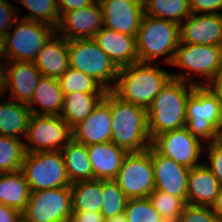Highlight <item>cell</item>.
I'll list each match as a JSON object with an SVG mask.
<instances>
[{
	"mask_svg": "<svg viewBox=\"0 0 222 222\" xmlns=\"http://www.w3.org/2000/svg\"><path fill=\"white\" fill-rule=\"evenodd\" d=\"M150 154L154 170L155 190L181 197L187 203L190 168L159 154L152 146H150Z\"/></svg>",
	"mask_w": 222,
	"mask_h": 222,
	"instance_id": "cell-18",
	"label": "cell"
},
{
	"mask_svg": "<svg viewBox=\"0 0 222 222\" xmlns=\"http://www.w3.org/2000/svg\"><path fill=\"white\" fill-rule=\"evenodd\" d=\"M101 213L104 219L124 213L128 198L114 179L102 180Z\"/></svg>",
	"mask_w": 222,
	"mask_h": 222,
	"instance_id": "cell-33",
	"label": "cell"
},
{
	"mask_svg": "<svg viewBox=\"0 0 222 222\" xmlns=\"http://www.w3.org/2000/svg\"><path fill=\"white\" fill-rule=\"evenodd\" d=\"M95 0H57L59 16L64 12L78 10L93 4Z\"/></svg>",
	"mask_w": 222,
	"mask_h": 222,
	"instance_id": "cell-41",
	"label": "cell"
},
{
	"mask_svg": "<svg viewBox=\"0 0 222 222\" xmlns=\"http://www.w3.org/2000/svg\"><path fill=\"white\" fill-rule=\"evenodd\" d=\"M93 39L119 69L138 62L136 36L116 32L103 26Z\"/></svg>",
	"mask_w": 222,
	"mask_h": 222,
	"instance_id": "cell-20",
	"label": "cell"
},
{
	"mask_svg": "<svg viewBox=\"0 0 222 222\" xmlns=\"http://www.w3.org/2000/svg\"><path fill=\"white\" fill-rule=\"evenodd\" d=\"M70 68L94 77L108 91L116 84L119 68L92 39L68 40Z\"/></svg>",
	"mask_w": 222,
	"mask_h": 222,
	"instance_id": "cell-7",
	"label": "cell"
},
{
	"mask_svg": "<svg viewBox=\"0 0 222 222\" xmlns=\"http://www.w3.org/2000/svg\"><path fill=\"white\" fill-rule=\"evenodd\" d=\"M21 170L31 192L71 187L61 150L26 152Z\"/></svg>",
	"mask_w": 222,
	"mask_h": 222,
	"instance_id": "cell-9",
	"label": "cell"
},
{
	"mask_svg": "<svg viewBox=\"0 0 222 222\" xmlns=\"http://www.w3.org/2000/svg\"><path fill=\"white\" fill-rule=\"evenodd\" d=\"M221 122V101L208 86H195L187 99V130L206 145L217 141Z\"/></svg>",
	"mask_w": 222,
	"mask_h": 222,
	"instance_id": "cell-5",
	"label": "cell"
},
{
	"mask_svg": "<svg viewBox=\"0 0 222 222\" xmlns=\"http://www.w3.org/2000/svg\"><path fill=\"white\" fill-rule=\"evenodd\" d=\"M111 137L110 91H107L91 114L72 128V138L88 146L111 142Z\"/></svg>",
	"mask_w": 222,
	"mask_h": 222,
	"instance_id": "cell-17",
	"label": "cell"
},
{
	"mask_svg": "<svg viewBox=\"0 0 222 222\" xmlns=\"http://www.w3.org/2000/svg\"><path fill=\"white\" fill-rule=\"evenodd\" d=\"M21 216L17 209L0 203V222H16Z\"/></svg>",
	"mask_w": 222,
	"mask_h": 222,
	"instance_id": "cell-43",
	"label": "cell"
},
{
	"mask_svg": "<svg viewBox=\"0 0 222 222\" xmlns=\"http://www.w3.org/2000/svg\"><path fill=\"white\" fill-rule=\"evenodd\" d=\"M106 93L72 92L64 95V103L60 116L73 128L86 119Z\"/></svg>",
	"mask_w": 222,
	"mask_h": 222,
	"instance_id": "cell-28",
	"label": "cell"
},
{
	"mask_svg": "<svg viewBox=\"0 0 222 222\" xmlns=\"http://www.w3.org/2000/svg\"><path fill=\"white\" fill-rule=\"evenodd\" d=\"M110 110L111 142L128 153L142 152L151 146L146 108L125 102L110 90Z\"/></svg>",
	"mask_w": 222,
	"mask_h": 222,
	"instance_id": "cell-3",
	"label": "cell"
},
{
	"mask_svg": "<svg viewBox=\"0 0 222 222\" xmlns=\"http://www.w3.org/2000/svg\"><path fill=\"white\" fill-rule=\"evenodd\" d=\"M6 64L2 74L1 94L10 89L11 99L27 105L37 88L41 72L34 62L13 61Z\"/></svg>",
	"mask_w": 222,
	"mask_h": 222,
	"instance_id": "cell-16",
	"label": "cell"
},
{
	"mask_svg": "<svg viewBox=\"0 0 222 222\" xmlns=\"http://www.w3.org/2000/svg\"><path fill=\"white\" fill-rule=\"evenodd\" d=\"M104 0H95V2H98L99 4Z\"/></svg>",
	"mask_w": 222,
	"mask_h": 222,
	"instance_id": "cell-52",
	"label": "cell"
},
{
	"mask_svg": "<svg viewBox=\"0 0 222 222\" xmlns=\"http://www.w3.org/2000/svg\"><path fill=\"white\" fill-rule=\"evenodd\" d=\"M72 218L76 222H104L102 213L94 210L87 212H72Z\"/></svg>",
	"mask_w": 222,
	"mask_h": 222,
	"instance_id": "cell-42",
	"label": "cell"
},
{
	"mask_svg": "<svg viewBox=\"0 0 222 222\" xmlns=\"http://www.w3.org/2000/svg\"><path fill=\"white\" fill-rule=\"evenodd\" d=\"M67 176L72 183L94 179L93 169L89 160L87 146L73 138L62 148Z\"/></svg>",
	"mask_w": 222,
	"mask_h": 222,
	"instance_id": "cell-27",
	"label": "cell"
},
{
	"mask_svg": "<svg viewBox=\"0 0 222 222\" xmlns=\"http://www.w3.org/2000/svg\"><path fill=\"white\" fill-rule=\"evenodd\" d=\"M114 180L128 199L148 197L155 190L150 147L128 153Z\"/></svg>",
	"mask_w": 222,
	"mask_h": 222,
	"instance_id": "cell-11",
	"label": "cell"
},
{
	"mask_svg": "<svg viewBox=\"0 0 222 222\" xmlns=\"http://www.w3.org/2000/svg\"><path fill=\"white\" fill-rule=\"evenodd\" d=\"M102 180L92 179L71 184L72 212L101 211Z\"/></svg>",
	"mask_w": 222,
	"mask_h": 222,
	"instance_id": "cell-29",
	"label": "cell"
},
{
	"mask_svg": "<svg viewBox=\"0 0 222 222\" xmlns=\"http://www.w3.org/2000/svg\"><path fill=\"white\" fill-rule=\"evenodd\" d=\"M58 82L64 95L72 92L106 93L108 90L94 77L69 68Z\"/></svg>",
	"mask_w": 222,
	"mask_h": 222,
	"instance_id": "cell-32",
	"label": "cell"
},
{
	"mask_svg": "<svg viewBox=\"0 0 222 222\" xmlns=\"http://www.w3.org/2000/svg\"><path fill=\"white\" fill-rule=\"evenodd\" d=\"M195 85L171 77L147 108L148 130L156 135L186 127V105Z\"/></svg>",
	"mask_w": 222,
	"mask_h": 222,
	"instance_id": "cell-1",
	"label": "cell"
},
{
	"mask_svg": "<svg viewBox=\"0 0 222 222\" xmlns=\"http://www.w3.org/2000/svg\"><path fill=\"white\" fill-rule=\"evenodd\" d=\"M220 219L211 207L186 205L178 222H218Z\"/></svg>",
	"mask_w": 222,
	"mask_h": 222,
	"instance_id": "cell-37",
	"label": "cell"
},
{
	"mask_svg": "<svg viewBox=\"0 0 222 222\" xmlns=\"http://www.w3.org/2000/svg\"><path fill=\"white\" fill-rule=\"evenodd\" d=\"M151 146L161 155L173 159L188 168L199 166V158L205 148L201 140L193 137L186 127L156 135Z\"/></svg>",
	"mask_w": 222,
	"mask_h": 222,
	"instance_id": "cell-13",
	"label": "cell"
},
{
	"mask_svg": "<svg viewBox=\"0 0 222 222\" xmlns=\"http://www.w3.org/2000/svg\"><path fill=\"white\" fill-rule=\"evenodd\" d=\"M14 26V31H8L4 37L8 62H34L44 44L56 32L52 25L20 17Z\"/></svg>",
	"mask_w": 222,
	"mask_h": 222,
	"instance_id": "cell-8",
	"label": "cell"
},
{
	"mask_svg": "<svg viewBox=\"0 0 222 222\" xmlns=\"http://www.w3.org/2000/svg\"><path fill=\"white\" fill-rule=\"evenodd\" d=\"M124 214L127 222H165L148 197L128 199Z\"/></svg>",
	"mask_w": 222,
	"mask_h": 222,
	"instance_id": "cell-36",
	"label": "cell"
},
{
	"mask_svg": "<svg viewBox=\"0 0 222 222\" xmlns=\"http://www.w3.org/2000/svg\"><path fill=\"white\" fill-rule=\"evenodd\" d=\"M104 222H127L125 214H119L109 219H104Z\"/></svg>",
	"mask_w": 222,
	"mask_h": 222,
	"instance_id": "cell-47",
	"label": "cell"
},
{
	"mask_svg": "<svg viewBox=\"0 0 222 222\" xmlns=\"http://www.w3.org/2000/svg\"><path fill=\"white\" fill-rule=\"evenodd\" d=\"M94 179L111 180L118 175L128 152L114 142H105L87 146Z\"/></svg>",
	"mask_w": 222,
	"mask_h": 222,
	"instance_id": "cell-22",
	"label": "cell"
},
{
	"mask_svg": "<svg viewBox=\"0 0 222 222\" xmlns=\"http://www.w3.org/2000/svg\"><path fill=\"white\" fill-rule=\"evenodd\" d=\"M30 12L22 19L43 22L53 27H57L59 22V13L57 0H17Z\"/></svg>",
	"mask_w": 222,
	"mask_h": 222,
	"instance_id": "cell-35",
	"label": "cell"
},
{
	"mask_svg": "<svg viewBox=\"0 0 222 222\" xmlns=\"http://www.w3.org/2000/svg\"><path fill=\"white\" fill-rule=\"evenodd\" d=\"M31 190L22 170L0 174V203L22 213L30 200Z\"/></svg>",
	"mask_w": 222,
	"mask_h": 222,
	"instance_id": "cell-25",
	"label": "cell"
},
{
	"mask_svg": "<svg viewBox=\"0 0 222 222\" xmlns=\"http://www.w3.org/2000/svg\"><path fill=\"white\" fill-rule=\"evenodd\" d=\"M221 187L218 179L204 164L189 169L187 204L211 207Z\"/></svg>",
	"mask_w": 222,
	"mask_h": 222,
	"instance_id": "cell-23",
	"label": "cell"
},
{
	"mask_svg": "<svg viewBox=\"0 0 222 222\" xmlns=\"http://www.w3.org/2000/svg\"><path fill=\"white\" fill-rule=\"evenodd\" d=\"M207 86L222 103V69L215 75L214 79Z\"/></svg>",
	"mask_w": 222,
	"mask_h": 222,
	"instance_id": "cell-44",
	"label": "cell"
},
{
	"mask_svg": "<svg viewBox=\"0 0 222 222\" xmlns=\"http://www.w3.org/2000/svg\"><path fill=\"white\" fill-rule=\"evenodd\" d=\"M184 21L180 24V42L222 46V13H191Z\"/></svg>",
	"mask_w": 222,
	"mask_h": 222,
	"instance_id": "cell-19",
	"label": "cell"
},
{
	"mask_svg": "<svg viewBox=\"0 0 222 222\" xmlns=\"http://www.w3.org/2000/svg\"><path fill=\"white\" fill-rule=\"evenodd\" d=\"M179 42V24L144 14L136 35L138 62L153 64L165 56L162 62L171 65Z\"/></svg>",
	"mask_w": 222,
	"mask_h": 222,
	"instance_id": "cell-4",
	"label": "cell"
},
{
	"mask_svg": "<svg viewBox=\"0 0 222 222\" xmlns=\"http://www.w3.org/2000/svg\"><path fill=\"white\" fill-rule=\"evenodd\" d=\"M9 0H0V36L5 37L6 33L13 28L14 23L19 19V13ZM17 11V12H16Z\"/></svg>",
	"mask_w": 222,
	"mask_h": 222,
	"instance_id": "cell-39",
	"label": "cell"
},
{
	"mask_svg": "<svg viewBox=\"0 0 222 222\" xmlns=\"http://www.w3.org/2000/svg\"><path fill=\"white\" fill-rule=\"evenodd\" d=\"M11 100L7 102L0 100V136H11L19 139V136L24 135L25 137L27 134L32 113L26 104Z\"/></svg>",
	"mask_w": 222,
	"mask_h": 222,
	"instance_id": "cell-26",
	"label": "cell"
},
{
	"mask_svg": "<svg viewBox=\"0 0 222 222\" xmlns=\"http://www.w3.org/2000/svg\"><path fill=\"white\" fill-rule=\"evenodd\" d=\"M208 162L205 165L211 170L212 174L218 179L222 185V144L218 141H214L206 145ZM209 163V164H208Z\"/></svg>",
	"mask_w": 222,
	"mask_h": 222,
	"instance_id": "cell-38",
	"label": "cell"
},
{
	"mask_svg": "<svg viewBox=\"0 0 222 222\" xmlns=\"http://www.w3.org/2000/svg\"><path fill=\"white\" fill-rule=\"evenodd\" d=\"M211 209L217 215L219 219H222V185L216 196L215 202L211 206Z\"/></svg>",
	"mask_w": 222,
	"mask_h": 222,
	"instance_id": "cell-45",
	"label": "cell"
},
{
	"mask_svg": "<svg viewBox=\"0 0 222 222\" xmlns=\"http://www.w3.org/2000/svg\"><path fill=\"white\" fill-rule=\"evenodd\" d=\"M21 215L27 222H65L72 218L71 187L32 191Z\"/></svg>",
	"mask_w": 222,
	"mask_h": 222,
	"instance_id": "cell-12",
	"label": "cell"
},
{
	"mask_svg": "<svg viewBox=\"0 0 222 222\" xmlns=\"http://www.w3.org/2000/svg\"><path fill=\"white\" fill-rule=\"evenodd\" d=\"M192 13L196 14H220L222 10V0H189Z\"/></svg>",
	"mask_w": 222,
	"mask_h": 222,
	"instance_id": "cell-40",
	"label": "cell"
},
{
	"mask_svg": "<svg viewBox=\"0 0 222 222\" xmlns=\"http://www.w3.org/2000/svg\"><path fill=\"white\" fill-rule=\"evenodd\" d=\"M2 74H3V71L0 69V93L2 91Z\"/></svg>",
	"mask_w": 222,
	"mask_h": 222,
	"instance_id": "cell-49",
	"label": "cell"
},
{
	"mask_svg": "<svg viewBox=\"0 0 222 222\" xmlns=\"http://www.w3.org/2000/svg\"><path fill=\"white\" fill-rule=\"evenodd\" d=\"M172 66L184 68L182 73H171L173 78L195 86H207L222 69V46L196 45L179 42L176 48ZM203 77L202 83L193 82L191 73Z\"/></svg>",
	"mask_w": 222,
	"mask_h": 222,
	"instance_id": "cell-6",
	"label": "cell"
},
{
	"mask_svg": "<svg viewBox=\"0 0 222 222\" xmlns=\"http://www.w3.org/2000/svg\"><path fill=\"white\" fill-rule=\"evenodd\" d=\"M148 198L165 222H178L179 216L187 205L181 197L160 190H154Z\"/></svg>",
	"mask_w": 222,
	"mask_h": 222,
	"instance_id": "cell-34",
	"label": "cell"
},
{
	"mask_svg": "<svg viewBox=\"0 0 222 222\" xmlns=\"http://www.w3.org/2000/svg\"><path fill=\"white\" fill-rule=\"evenodd\" d=\"M145 15L181 24L192 12L189 0H143Z\"/></svg>",
	"mask_w": 222,
	"mask_h": 222,
	"instance_id": "cell-30",
	"label": "cell"
},
{
	"mask_svg": "<svg viewBox=\"0 0 222 222\" xmlns=\"http://www.w3.org/2000/svg\"><path fill=\"white\" fill-rule=\"evenodd\" d=\"M157 63L136 62L119 69L117 81L111 90L121 100L148 108L162 87L172 77Z\"/></svg>",
	"mask_w": 222,
	"mask_h": 222,
	"instance_id": "cell-2",
	"label": "cell"
},
{
	"mask_svg": "<svg viewBox=\"0 0 222 222\" xmlns=\"http://www.w3.org/2000/svg\"><path fill=\"white\" fill-rule=\"evenodd\" d=\"M25 137L26 152L62 150L72 139V128L60 115L31 114Z\"/></svg>",
	"mask_w": 222,
	"mask_h": 222,
	"instance_id": "cell-10",
	"label": "cell"
},
{
	"mask_svg": "<svg viewBox=\"0 0 222 222\" xmlns=\"http://www.w3.org/2000/svg\"><path fill=\"white\" fill-rule=\"evenodd\" d=\"M103 26L116 32L136 36L145 14L143 0H104Z\"/></svg>",
	"mask_w": 222,
	"mask_h": 222,
	"instance_id": "cell-15",
	"label": "cell"
},
{
	"mask_svg": "<svg viewBox=\"0 0 222 222\" xmlns=\"http://www.w3.org/2000/svg\"><path fill=\"white\" fill-rule=\"evenodd\" d=\"M103 27L102 8L98 2L64 12L56 29L66 40L92 39Z\"/></svg>",
	"mask_w": 222,
	"mask_h": 222,
	"instance_id": "cell-14",
	"label": "cell"
},
{
	"mask_svg": "<svg viewBox=\"0 0 222 222\" xmlns=\"http://www.w3.org/2000/svg\"><path fill=\"white\" fill-rule=\"evenodd\" d=\"M64 103V94L57 78L41 76L31 101L27 104L32 114L60 115ZM40 108H35L34 105Z\"/></svg>",
	"mask_w": 222,
	"mask_h": 222,
	"instance_id": "cell-24",
	"label": "cell"
},
{
	"mask_svg": "<svg viewBox=\"0 0 222 222\" xmlns=\"http://www.w3.org/2000/svg\"><path fill=\"white\" fill-rule=\"evenodd\" d=\"M217 141L222 144V122H221V127L218 131V138H217Z\"/></svg>",
	"mask_w": 222,
	"mask_h": 222,
	"instance_id": "cell-48",
	"label": "cell"
},
{
	"mask_svg": "<svg viewBox=\"0 0 222 222\" xmlns=\"http://www.w3.org/2000/svg\"><path fill=\"white\" fill-rule=\"evenodd\" d=\"M65 222H76L73 218L67 219Z\"/></svg>",
	"mask_w": 222,
	"mask_h": 222,
	"instance_id": "cell-51",
	"label": "cell"
},
{
	"mask_svg": "<svg viewBox=\"0 0 222 222\" xmlns=\"http://www.w3.org/2000/svg\"><path fill=\"white\" fill-rule=\"evenodd\" d=\"M59 34L51 36L34 60L42 76L58 79L70 68L68 40Z\"/></svg>",
	"mask_w": 222,
	"mask_h": 222,
	"instance_id": "cell-21",
	"label": "cell"
},
{
	"mask_svg": "<svg viewBox=\"0 0 222 222\" xmlns=\"http://www.w3.org/2000/svg\"><path fill=\"white\" fill-rule=\"evenodd\" d=\"M24 144L21 139L0 136V174L22 169L26 153Z\"/></svg>",
	"mask_w": 222,
	"mask_h": 222,
	"instance_id": "cell-31",
	"label": "cell"
},
{
	"mask_svg": "<svg viewBox=\"0 0 222 222\" xmlns=\"http://www.w3.org/2000/svg\"><path fill=\"white\" fill-rule=\"evenodd\" d=\"M0 59L3 60L7 63L8 62V59H7V56H6V51H5V39L4 37H1L0 36ZM6 63H0V69L3 71Z\"/></svg>",
	"mask_w": 222,
	"mask_h": 222,
	"instance_id": "cell-46",
	"label": "cell"
},
{
	"mask_svg": "<svg viewBox=\"0 0 222 222\" xmlns=\"http://www.w3.org/2000/svg\"><path fill=\"white\" fill-rule=\"evenodd\" d=\"M16 222H27L22 216Z\"/></svg>",
	"mask_w": 222,
	"mask_h": 222,
	"instance_id": "cell-50",
	"label": "cell"
}]
</instances>
